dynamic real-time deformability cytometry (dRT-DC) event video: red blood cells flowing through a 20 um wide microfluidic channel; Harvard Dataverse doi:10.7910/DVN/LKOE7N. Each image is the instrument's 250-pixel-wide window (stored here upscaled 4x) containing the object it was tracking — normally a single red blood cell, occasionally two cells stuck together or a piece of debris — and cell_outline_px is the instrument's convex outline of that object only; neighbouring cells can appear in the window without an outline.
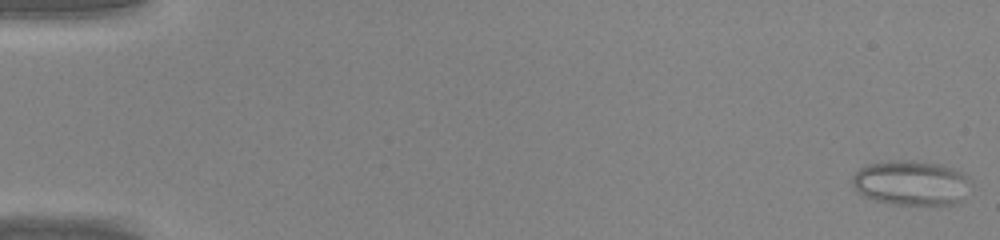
{"species": "common noctule bat (a hibernating species)", "species_latin": "Nyctalus noctula", "temperature_condition": "warm", "stored_images_in_passage": 46, "camera_frame_rate_fps": 3000, "um_per_image_px": 0.085, "animal": {"sex": "male", "body_mass_g": 20.0, "forearm_length_mm": 53.3}, "frame": {"image": 1, "passage_image": 1, "time_ms": 0.0, "image_size_px": [1000, 240], "cell_outline_px": [[972, 184], [964, 200], [952, 204], [896, 204], [876, 200], [864, 196], [856, 192], [852, 184], [852, 176], [860, 168], [868, 164], [892, 160], [912, 160], [940, 164], [964, 172], [972, 180]], "centroid_in_image_um": [77.49, 15.54], "position_along_channel_um": 7.5, "area_um2": 31.33}}
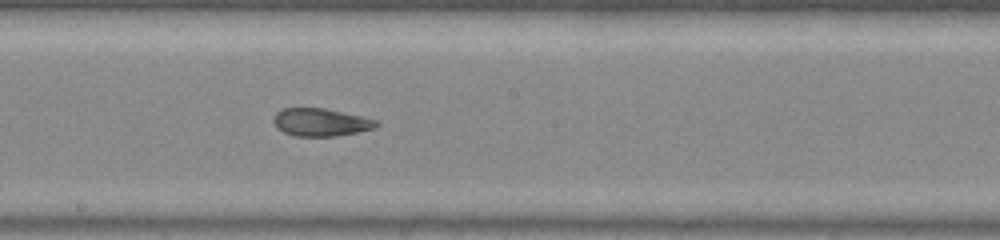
{"frame": {"image": 2, "passage_image": 26, "time_ms": 8.333, "image_size_px": [1000, 240], "cell_outline_px": [[380, 124], [372, 128], [356, 132], [336, 136], [296, 136], [284, 132], [276, 128], [272, 120], [272, 116], [276, 112], [284, 108], [324, 108], [364, 116], [376, 120]], "centroid_in_image_um": [27.22, 10.38], "position_along_channel_um": 221.0, "area_um2": 16.7}}
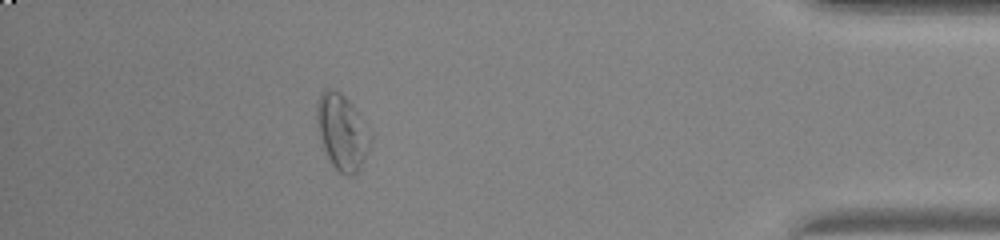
{"frame": {"image": 3, "passage_image": 41, "time_ms": 13.333, "image_size_px": [1000, 240], "cell_outline_px": [[372, 140], [364, 160], [360, 168], [352, 176], [348, 176], [340, 172], [328, 160], [316, 128], [316, 104], [320, 92], [324, 88], [332, 88], [340, 92], [356, 108], [372, 132]], "centroid_in_image_um": [29.07, 11.19], "position_along_channel_um": 406.1, "area_um2": 24.22}}